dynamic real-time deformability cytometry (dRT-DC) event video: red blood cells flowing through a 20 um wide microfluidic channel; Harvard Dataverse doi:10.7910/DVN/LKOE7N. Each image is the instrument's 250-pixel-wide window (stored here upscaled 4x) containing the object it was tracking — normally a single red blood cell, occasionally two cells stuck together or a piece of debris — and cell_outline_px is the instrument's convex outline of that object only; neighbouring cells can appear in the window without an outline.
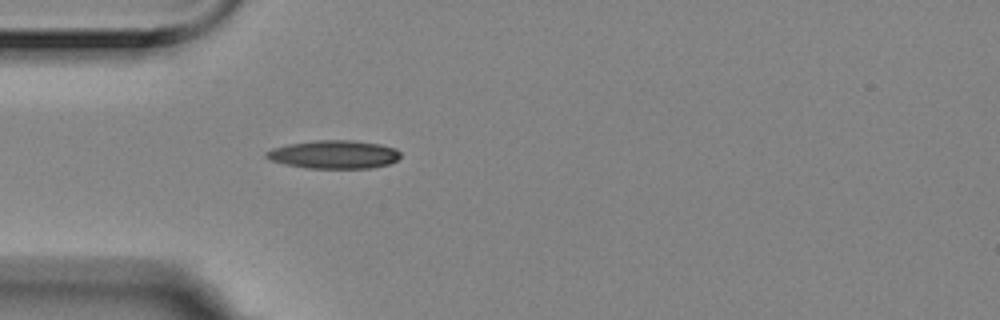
{"species": "Egyptian fruit bat (a non-hibernating species)", "species_latin": "Rousettus aegyptiacus", "temperature_condition": "room temperature", "stored_images_in_passage": 1, "camera_frame_rate_fps": 3000, "um_per_image_px": 0.085, "animal": {"sex": "female"}, "frame": {"image": 1, "passage_image": 1, "time_ms": 0.0, "image_size_px": [1000, 320], "cell_outline_px": [[400, 156], [396, 160], [388, 164], [372, 168], [308, 168], [284, 164], [268, 160], [264, 156], [264, 152], [272, 148], [288, 144], [316, 140], [352, 140], [380, 144], [396, 148], [400, 152]], "centroid_in_image_um": [28.35, 13.13], "position_along_channel_um": 56.6, "area_um2": 22.25}}